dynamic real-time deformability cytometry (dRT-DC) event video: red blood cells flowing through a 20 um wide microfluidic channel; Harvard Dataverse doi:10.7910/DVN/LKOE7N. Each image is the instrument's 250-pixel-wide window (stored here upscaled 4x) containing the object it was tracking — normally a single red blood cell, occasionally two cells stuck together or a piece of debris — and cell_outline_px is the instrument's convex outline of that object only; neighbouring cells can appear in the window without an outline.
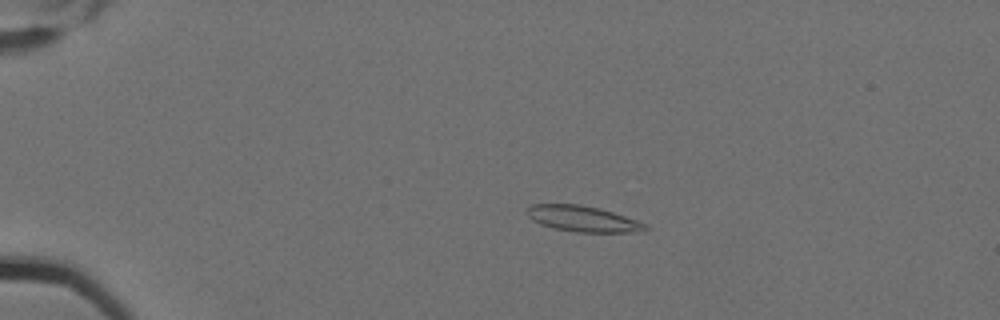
{"species": "Egyptian fruit bat (a non-hibernating species)", "species_latin": "Rousettus aegyptiacus", "temperature_condition": "cold", "stored_images_in_passage": 7, "camera_frame_rate_fps": 3000, "um_per_image_px": 0.085, "animal": {"sex": "female"}, "frame": {"image": 1, "passage_image": 3, "time_ms": 0.667, "image_size_px": [1000, 320], "cell_outline_px": [[648, 228], [640, 232], [576, 232], [556, 228], [540, 224], [532, 220], [528, 216], [528, 208], [532, 204], [580, 204], [612, 212], [648, 224]], "centroid_in_image_um": [49.55, 18.6], "position_along_channel_um": 35.4, "area_um2": 17.57}}
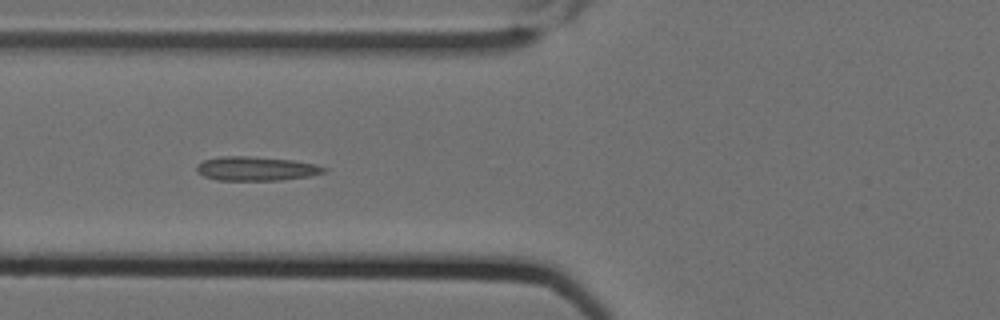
{"frame": {"image": 2, "passage_image": 6, "time_ms": 1.667, "image_size_px": [1000, 320], "cell_outline_px": [[328, 172], [308, 176], [280, 180], [216, 180], [204, 176], [196, 172], [196, 164], [204, 160], [220, 156], [248, 156], [292, 160], [316, 164], [328, 168]], "centroid_in_image_um": [21.77, 14.33], "position_along_channel_um": 104.0, "area_um2": 17.98}}
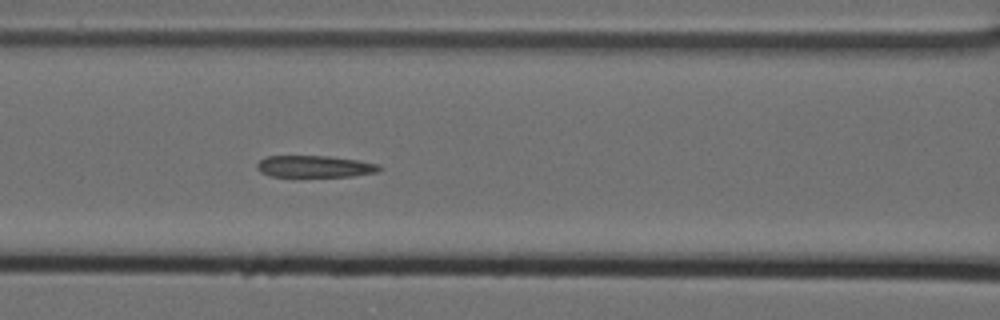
{"frame": {"image": 3, "passage_image": 7, "time_ms": 2.0, "image_size_px": [1000, 320], "cell_outline_px": [[384, 168], [376, 172], [352, 176], [268, 176], [260, 172], [256, 168], [256, 164], [264, 156], [328, 156], [360, 160], [380, 164]], "centroid_in_image_um": [26.76, 14.14], "position_along_channel_um": 139.8, "area_um2": 15.66}}